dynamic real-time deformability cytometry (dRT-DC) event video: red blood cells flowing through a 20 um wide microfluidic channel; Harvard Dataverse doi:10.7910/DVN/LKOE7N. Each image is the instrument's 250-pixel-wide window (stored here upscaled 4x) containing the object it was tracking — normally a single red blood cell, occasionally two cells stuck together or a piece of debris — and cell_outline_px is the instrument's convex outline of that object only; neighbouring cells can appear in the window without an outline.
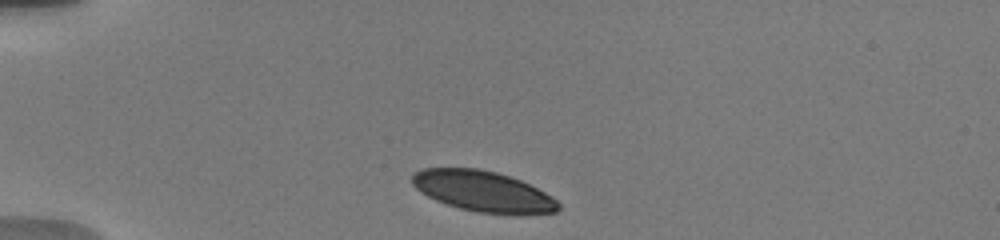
{"species": "human", "species_latin": "Homo sapiens", "temperature_condition": "warm", "stored_images_in_passage": 18, "camera_frame_rate_fps": 3000, "um_per_image_px": 0.085, "donor": {"sex": "male"}, "frame": {"image": 1, "passage_image": 1, "time_ms": 0.0, "image_size_px": [1000, 240], "cell_outline_px": [[560, 208], [556, 212], [476, 212], [460, 208], [436, 200], [428, 196], [416, 188], [412, 184], [412, 176], [416, 172], [424, 168], [476, 168], [496, 172], [520, 180], [552, 196], [560, 204]], "centroid_in_image_um": [41.01, 16.23], "position_along_channel_um": 44.0, "area_um2": 33.64}}
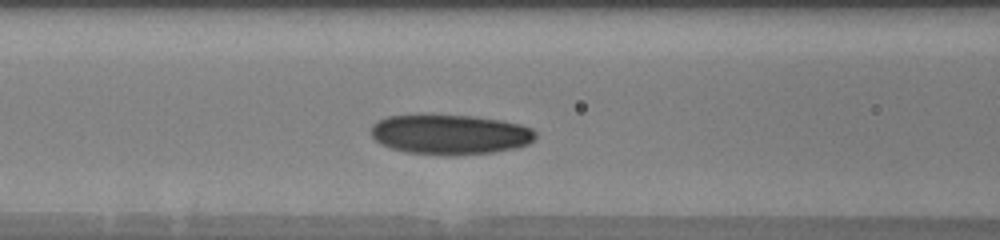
{"frame": {"image": 2, "passage_image": 8, "time_ms": 3.333, "image_size_px": [1000, 240], "cell_outline_px": [[536, 136], [528, 144], [512, 148], [492, 152], [452, 156], [404, 152], [388, 148], [380, 144], [372, 136], [372, 124], [376, 120], [388, 116], [432, 112], [476, 116], [500, 120], [520, 124], [532, 128], [536, 132]], "centroid_in_image_um": [38.19, 11.39], "position_along_channel_um": 128.4, "area_um2": 39.42}}
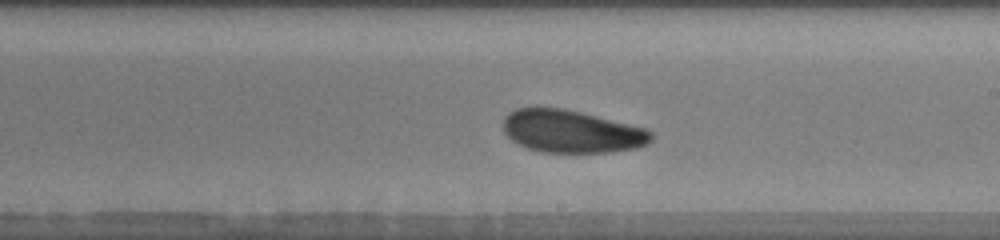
{"frame": {"image": 3, "passage_image": 15, "time_ms": 6.333, "image_size_px": [1000, 240], "cell_outline_px": [[652, 140], [648, 144], [636, 148], [608, 152], [540, 152], [528, 148], [512, 140], [504, 132], [504, 116], [508, 112], [516, 108], [564, 108], [648, 128], [652, 132]], "centroid_in_image_um": [48.61, 11.17], "position_along_channel_um": 240.4, "area_um2": 36.82}}